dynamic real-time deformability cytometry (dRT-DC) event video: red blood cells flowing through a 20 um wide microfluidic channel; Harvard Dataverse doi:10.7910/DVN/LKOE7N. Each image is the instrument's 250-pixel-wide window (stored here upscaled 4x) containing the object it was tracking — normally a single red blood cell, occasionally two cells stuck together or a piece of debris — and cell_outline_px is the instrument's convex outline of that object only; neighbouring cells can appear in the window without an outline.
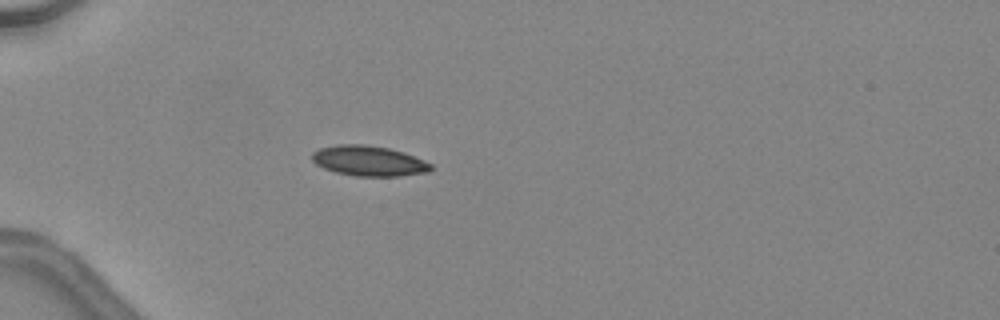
{"species": "common noctule bat (a hibernating species)", "species_latin": "Nyctalus noctula", "temperature_condition": "warm", "stored_images_in_passage": 24, "camera_frame_rate_fps": 3000, "um_per_image_px": 0.085, "animal": {"sex": "female", "body_mass_g": 24.6, "forearm_length_mm": 56.2}, "frame": {"image": 1, "passage_image": 1, "time_ms": 0.0, "image_size_px": [1000, 320], "cell_outline_px": [[432, 168], [428, 172], [400, 176], [356, 176], [336, 172], [324, 168], [316, 164], [312, 160], [312, 152], [320, 148], [336, 144], [364, 144], [388, 148], [404, 152], [424, 160], [432, 164]], "centroid_in_image_um": [31.35, 13.67], "position_along_channel_um": 53.7, "area_um2": 20.98}}
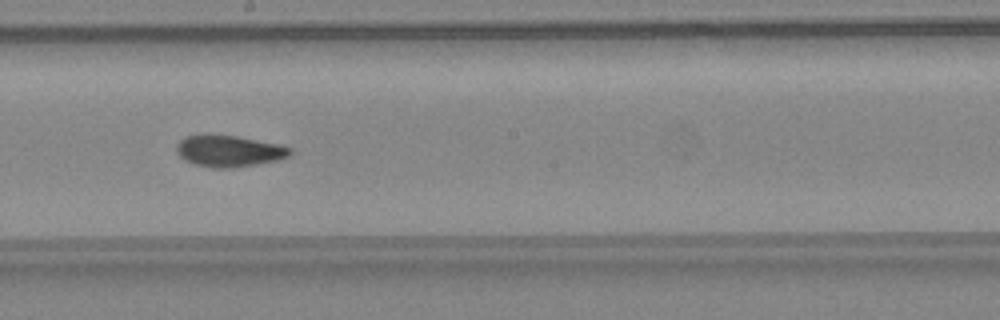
{"frame": {"image": 2, "passage_image": 14, "time_ms": 4.333, "image_size_px": [1000, 320], "cell_outline_px": [[292, 152], [288, 156], [276, 160], [256, 164], [228, 168], [212, 168], [192, 164], [184, 160], [176, 152], [176, 148], [180, 140], [184, 136], [236, 136], [280, 144], [292, 148]], "centroid_in_image_um": [19.46, 12.85], "position_along_channel_um": 228.7, "area_um2": 20.52}, "authors_computed_cell_mechanics": {"area_um2": 20.6346, "velocity_mm_per_s": 4.5468, "shape_relaxation_time_tau1_ms": 6.539, "shape_relaxation_time_tau2_ms": 1.6553, "deformation_change_tau1": 0.1747, "deformation_change_tau2": 0.0638}}